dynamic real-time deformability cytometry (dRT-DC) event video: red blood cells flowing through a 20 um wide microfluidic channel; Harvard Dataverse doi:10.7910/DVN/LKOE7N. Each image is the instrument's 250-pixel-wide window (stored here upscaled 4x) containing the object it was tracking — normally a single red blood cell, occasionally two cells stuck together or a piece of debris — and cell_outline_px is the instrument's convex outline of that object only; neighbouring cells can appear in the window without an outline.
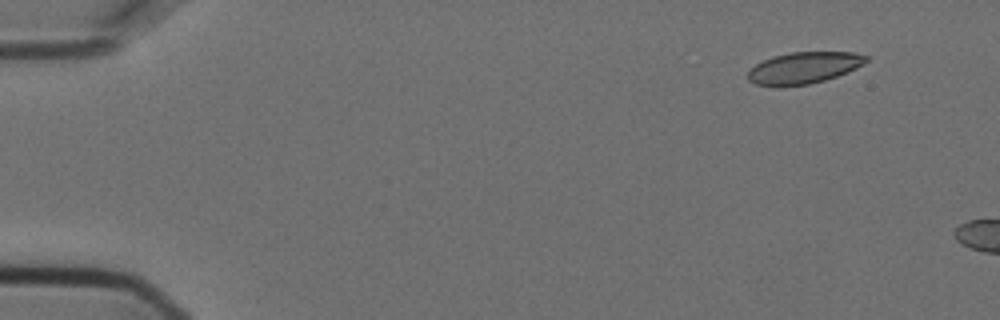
{"species": "Egyptian fruit bat (a non-hibernating species)", "species_latin": "Rousettus aegyptiacus", "temperature_condition": "cold", "stored_images_in_passage": 2, "camera_frame_rate_fps": 3000, "um_per_image_px": 0.085, "animal": {"sex": "female"}, "frame": {"image": 1, "passage_image": 1, "time_ms": 0.0, "image_size_px": [1000, 320], "cell_outline_px": [[868, 60], [864, 64], [856, 68], [836, 76], [824, 80], [808, 84], [780, 88], [756, 84], [748, 80], [748, 72], [756, 64], [772, 56], [792, 52], [852, 52], [868, 56]], "centroid_in_image_um": [68.3, 5.78], "position_along_channel_um": 16.7, "area_um2": 21.85}}